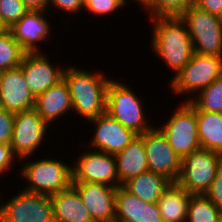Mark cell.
Returning a JSON list of instances; mask_svg holds the SVG:
<instances>
[{"label": "cell", "mask_w": 222, "mask_h": 222, "mask_svg": "<svg viewBox=\"0 0 222 222\" xmlns=\"http://www.w3.org/2000/svg\"><path fill=\"white\" fill-rule=\"evenodd\" d=\"M151 50L170 68L175 77L191 60L194 49L191 36L180 16L151 17Z\"/></svg>", "instance_id": "obj_1"}, {"label": "cell", "mask_w": 222, "mask_h": 222, "mask_svg": "<svg viewBox=\"0 0 222 222\" xmlns=\"http://www.w3.org/2000/svg\"><path fill=\"white\" fill-rule=\"evenodd\" d=\"M85 70L68 64L63 79L69 88L74 116L78 114L80 118L89 121L106 113L107 87L112 77L100 70L96 73Z\"/></svg>", "instance_id": "obj_2"}, {"label": "cell", "mask_w": 222, "mask_h": 222, "mask_svg": "<svg viewBox=\"0 0 222 222\" xmlns=\"http://www.w3.org/2000/svg\"><path fill=\"white\" fill-rule=\"evenodd\" d=\"M28 157L20 159V180H26L24 191L39 195L52 196L59 191L66 190L72 186L73 172L72 164L68 165L60 159L42 158L40 160L28 161ZM24 162V163H22Z\"/></svg>", "instance_id": "obj_3"}, {"label": "cell", "mask_w": 222, "mask_h": 222, "mask_svg": "<svg viewBox=\"0 0 222 222\" xmlns=\"http://www.w3.org/2000/svg\"><path fill=\"white\" fill-rule=\"evenodd\" d=\"M117 79H111L106 94V113L119 121L125 128L132 130L137 135H142L151 130L155 124L144 111L143 101L131 86Z\"/></svg>", "instance_id": "obj_4"}, {"label": "cell", "mask_w": 222, "mask_h": 222, "mask_svg": "<svg viewBox=\"0 0 222 222\" xmlns=\"http://www.w3.org/2000/svg\"><path fill=\"white\" fill-rule=\"evenodd\" d=\"M221 74L222 57L194 52L187 65L170 82L168 80L167 86L176 96L188 95L184 102H189Z\"/></svg>", "instance_id": "obj_5"}, {"label": "cell", "mask_w": 222, "mask_h": 222, "mask_svg": "<svg viewBox=\"0 0 222 222\" xmlns=\"http://www.w3.org/2000/svg\"><path fill=\"white\" fill-rule=\"evenodd\" d=\"M191 36L194 52L222 57V18L193 3L180 15Z\"/></svg>", "instance_id": "obj_6"}, {"label": "cell", "mask_w": 222, "mask_h": 222, "mask_svg": "<svg viewBox=\"0 0 222 222\" xmlns=\"http://www.w3.org/2000/svg\"><path fill=\"white\" fill-rule=\"evenodd\" d=\"M222 167V154L199 148L182 158L177 183L189 194H205Z\"/></svg>", "instance_id": "obj_7"}, {"label": "cell", "mask_w": 222, "mask_h": 222, "mask_svg": "<svg viewBox=\"0 0 222 222\" xmlns=\"http://www.w3.org/2000/svg\"><path fill=\"white\" fill-rule=\"evenodd\" d=\"M181 103V104H180ZM178 109L174 108L166 123L156 126L166 137L169 145L181 157L200 148L196 109L189 103L181 101ZM160 126V127H159Z\"/></svg>", "instance_id": "obj_8"}, {"label": "cell", "mask_w": 222, "mask_h": 222, "mask_svg": "<svg viewBox=\"0 0 222 222\" xmlns=\"http://www.w3.org/2000/svg\"><path fill=\"white\" fill-rule=\"evenodd\" d=\"M1 197L0 222H55L50 196L21 189L6 202Z\"/></svg>", "instance_id": "obj_9"}, {"label": "cell", "mask_w": 222, "mask_h": 222, "mask_svg": "<svg viewBox=\"0 0 222 222\" xmlns=\"http://www.w3.org/2000/svg\"><path fill=\"white\" fill-rule=\"evenodd\" d=\"M48 129L50 126L34 108L15 113L10 146L19 160L35 155L46 141Z\"/></svg>", "instance_id": "obj_10"}, {"label": "cell", "mask_w": 222, "mask_h": 222, "mask_svg": "<svg viewBox=\"0 0 222 222\" xmlns=\"http://www.w3.org/2000/svg\"><path fill=\"white\" fill-rule=\"evenodd\" d=\"M88 150L80 153L76 162H73V182H94L119 187L115 156L90 148Z\"/></svg>", "instance_id": "obj_11"}, {"label": "cell", "mask_w": 222, "mask_h": 222, "mask_svg": "<svg viewBox=\"0 0 222 222\" xmlns=\"http://www.w3.org/2000/svg\"><path fill=\"white\" fill-rule=\"evenodd\" d=\"M155 126L142 134L149 171L163 175L171 182H177L181 172L182 158Z\"/></svg>", "instance_id": "obj_12"}, {"label": "cell", "mask_w": 222, "mask_h": 222, "mask_svg": "<svg viewBox=\"0 0 222 222\" xmlns=\"http://www.w3.org/2000/svg\"><path fill=\"white\" fill-rule=\"evenodd\" d=\"M47 55L43 51L26 52L21 62L26 83L35 98L63 79L66 65L51 63Z\"/></svg>", "instance_id": "obj_13"}, {"label": "cell", "mask_w": 222, "mask_h": 222, "mask_svg": "<svg viewBox=\"0 0 222 222\" xmlns=\"http://www.w3.org/2000/svg\"><path fill=\"white\" fill-rule=\"evenodd\" d=\"M94 222H115L117 187L94 182H73Z\"/></svg>", "instance_id": "obj_14"}, {"label": "cell", "mask_w": 222, "mask_h": 222, "mask_svg": "<svg viewBox=\"0 0 222 222\" xmlns=\"http://www.w3.org/2000/svg\"><path fill=\"white\" fill-rule=\"evenodd\" d=\"M88 122L95 126L90 140V149L115 155L122 151L137 136L132 130L125 128L119 121L107 113ZM92 147V148H91Z\"/></svg>", "instance_id": "obj_15"}, {"label": "cell", "mask_w": 222, "mask_h": 222, "mask_svg": "<svg viewBox=\"0 0 222 222\" xmlns=\"http://www.w3.org/2000/svg\"><path fill=\"white\" fill-rule=\"evenodd\" d=\"M34 106L35 97L26 83L21 65L0 71V108L17 113Z\"/></svg>", "instance_id": "obj_16"}, {"label": "cell", "mask_w": 222, "mask_h": 222, "mask_svg": "<svg viewBox=\"0 0 222 222\" xmlns=\"http://www.w3.org/2000/svg\"><path fill=\"white\" fill-rule=\"evenodd\" d=\"M47 13L49 12L29 10L9 28L13 38L26 52H41V47L37 43L41 42L42 45V42L51 39L52 26L47 20Z\"/></svg>", "instance_id": "obj_17"}, {"label": "cell", "mask_w": 222, "mask_h": 222, "mask_svg": "<svg viewBox=\"0 0 222 222\" xmlns=\"http://www.w3.org/2000/svg\"><path fill=\"white\" fill-rule=\"evenodd\" d=\"M115 222H163L157 203H147L117 187Z\"/></svg>", "instance_id": "obj_18"}, {"label": "cell", "mask_w": 222, "mask_h": 222, "mask_svg": "<svg viewBox=\"0 0 222 222\" xmlns=\"http://www.w3.org/2000/svg\"><path fill=\"white\" fill-rule=\"evenodd\" d=\"M34 109L49 126H52L54 121L63 119V116H67L69 112L72 114L71 95L65 80L62 79L38 95L35 98Z\"/></svg>", "instance_id": "obj_19"}, {"label": "cell", "mask_w": 222, "mask_h": 222, "mask_svg": "<svg viewBox=\"0 0 222 222\" xmlns=\"http://www.w3.org/2000/svg\"><path fill=\"white\" fill-rule=\"evenodd\" d=\"M114 156L116 158L119 186L149 170L142 135H137L129 145Z\"/></svg>", "instance_id": "obj_20"}, {"label": "cell", "mask_w": 222, "mask_h": 222, "mask_svg": "<svg viewBox=\"0 0 222 222\" xmlns=\"http://www.w3.org/2000/svg\"><path fill=\"white\" fill-rule=\"evenodd\" d=\"M50 198L55 222H94L73 186L55 193Z\"/></svg>", "instance_id": "obj_21"}, {"label": "cell", "mask_w": 222, "mask_h": 222, "mask_svg": "<svg viewBox=\"0 0 222 222\" xmlns=\"http://www.w3.org/2000/svg\"><path fill=\"white\" fill-rule=\"evenodd\" d=\"M191 195L177 182H171L157 203L163 222H186Z\"/></svg>", "instance_id": "obj_22"}, {"label": "cell", "mask_w": 222, "mask_h": 222, "mask_svg": "<svg viewBox=\"0 0 222 222\" xmlns=\"http://www.w3.org/2000/svg\"><path fill=\"white\" fill-rule=\"evenodd\" d=\"M170 183L165 176L148 170L129 179L122 186L147 203H158Z\"/></svg>", "instance_id": "obj_23"}, {"label": "cell", "mask_w": 222, "mask_h": 222, "mask_svg": "<svg viewBox=\"0 0 222 222\" xmlns=\"http://www.w3.org/2000/svg\"><path fill=\"white\" fill-rule=\"evenodd\" d=\"M200 147L222 154V113L196 111Z\"/></svg>", "instance_id": "obj_24"}, {"label": "cell", "mask_w": 222, "mask_h": 222, "mask_svg": "<svg viewBox=\"0 0 222 222\" xmlns=\"http://www.w3.org/2000/svg\"><path fill=\"white\" fill-rule=\"evenodd\" d=\"M222 211L205 195H191L186 222H217Z\"/></svg>", "instance_id": "obj_25"}, {"label": "cell", "mask_w": 222, "mask_h": 222, "mask_svg": "<svg viewBox=\"0 0 222 222\" xmlns=\"http://www.w3.org/2000/svg\"><path fill=\"white\" fill-rule=\"evenodd\" d=\"M189 103L196 111L222 113V74L195 95Z\"/></svg>", "instance_id": "obj_26"}, {"label": "cell", "mask_w": 222, "mask_h": 222, "mask_svg": "<svg viewBox=\"0 0 222 222\" xmlns=\"http://www.w3.org/2000/svg\"><path fill=\"white\" fill-rule=\"evenodd\" d=\"M25 53L9 29L0 34V71L20 66Z\"/></svg>", "instance_id": "obj_27"}, {"label": "cell", "mask_w": 222, "mask_h": 222, "mask_svg": "<svg viewBox=\"0 0 222 222\" xmlns=\"http://www.w3.org/2000/svg\"><path fill=\"white\" fill-rule=\"evenodd\" d=\"M193 3V0H154L146 10L151 17L180 16L185 9Z\"/></svg>", "instance_id": "obj_28"}, {"label": "cell", "mask_w": 222, "mask_h": 222, "mask_svg": "<svg viewBox=\"0 0 222 222\" xmlns=\"http://www.w3.org/2000/svg\"><path fill=\"white\" fill-rule=\"evenodd\" d=\"M28 11L22 0H0V20L7 29L17 23Z\"/></svg>", "instance_id": "obj_29"}, {"label": "cell", "mask_w": 222, "mask_h": 222, "mask_svg": "<svg viewBox=\"0 0 222 222\" xmlns=\"http://www.w3.org/2000/svg\"><path fill=\"white\" fill-rule=\"evenodd\" d=\"M84 11L88 10L91 17L109 16L112 13L119 12L122 8H126L124 0H82Z\"/></svg>", "instance_id": "obj_30"}, {"label": "cell", "mask_w": 222, "mask_h": 222, "mask_svg": "<svg viewBox=\"0 0 222 222\" xmlns=\"http://www.w3.org/2000/svg\"><path fill=\"white\" fill-rule=\"evenodd\" d=\"M15 113L0 108V143L10 144Z\"/></svg>", "instance_id": "obj_31"}, {"label": "cell", "mask_w": 222, "mask_h": 222, "mask_svg": "<svg viewBox=\"0 0 222 222\" xmlns=\"http://www.w3.org/2000/svg\"><path fill=\"white\" fill-rule=\"evenodd\" d=\"M48 7V12L50 7H54L65 14L71 13L72 16L84 10L82 0H49Z\"/></svg>", "instance_id": "obj_32"}, {"label": "cell", "mask_w": 222, "mask_h": 222, "mask_svg": "<svg viewBox=\"0 0 222 222\" xmlns=\"http://www.w3.org/2000/svg\"><path fill=\"white\" fill-rule=\"evenodd\" d=\"M18 161L15 163V161ZM20 163L19 158L14 154L10 144L0 143V175L5 174V171L10 172L12 166Z\"/></svg>", "instance_id": "obj_33"}, {"label": "cell", "mask_w": 222, "mask_h": 222, "mask_svg": "<svg viewBox=\"0 0 222 222\" xmlns=\"http://www.w3.org/2000/svg\"><path fill=\"white\" fill-rule=\"evenodd\" d=\"M205 195L222 211V167L218 170Z\"/></svg>", "instance_id": "obj_34"}, {"label": "cell", "mask_w": 222, "mask_h": 222, "mask_svg": "<svg viewBox=\"0 0 222 222\" xmlns=\"http://www.w3.org/2000/svg\"><path fill=\"white\" fill-rule=\"evenodd\" d=\"M193 4L211 15L222 18V0H193Z\"/></svg>", "instance_id": "obj_35"}, {"label": "cell", "mask_w": 222, "mask_h": 222, "mask_svg": "<svg viewBox=\"0 0 222 222\" xmlns=\"http://www.w3.org/2000/svg\"><path fill=\"white\" fill-rule=\"evenodd\" d=\"M29 10L47 11L49 0H22Z\"/></svg>", "instance_id": "obj_36"}, {"label": "cell", "mask_w": 222, "mask_h": 222, "mask_svg": "<svg viewBox=\"0 0 222 222\" xmlns=\"http://www.w3.org/2000/svg\"><path fill=\"white\" fill-rule=\"evenodd\" d=\"M124 1L127 6L129 1L128 0ZM132 1H135V3L137 2L142 7V9L144 8L143 10L146 11V9H148L153 4L154 0H132Z\"/></svg>", "instance_id": "obj_37"}, {"label": "cell", "mask_w": 222, "mask_h": 222, "mask_svg": "<svg viewBox=\"0 0 222 222\" xmlns=\"http://www.w3.org/2000/svg\"><path fill=\"white\" fill-rule=\"evenodd\" d=\"M6 30H7V28L3 25V23L0 20V34H2Z\"/></svg>", "instance_id": "obj_38"}, {"label": "cell", "mask_w": 222, "mask_h": 222, "mask_svg": "<svg viewBox=\"0 0 222 222\" xmlns=\"http://www.w3.org/2000/svg\"><path fill=\"white\" fill-rule=\"evenodd\" d=\"M217 222H222V215H221L220 218L217 220Z\"/></svg>", "instance_id": "obj_39"}]
</instances>
